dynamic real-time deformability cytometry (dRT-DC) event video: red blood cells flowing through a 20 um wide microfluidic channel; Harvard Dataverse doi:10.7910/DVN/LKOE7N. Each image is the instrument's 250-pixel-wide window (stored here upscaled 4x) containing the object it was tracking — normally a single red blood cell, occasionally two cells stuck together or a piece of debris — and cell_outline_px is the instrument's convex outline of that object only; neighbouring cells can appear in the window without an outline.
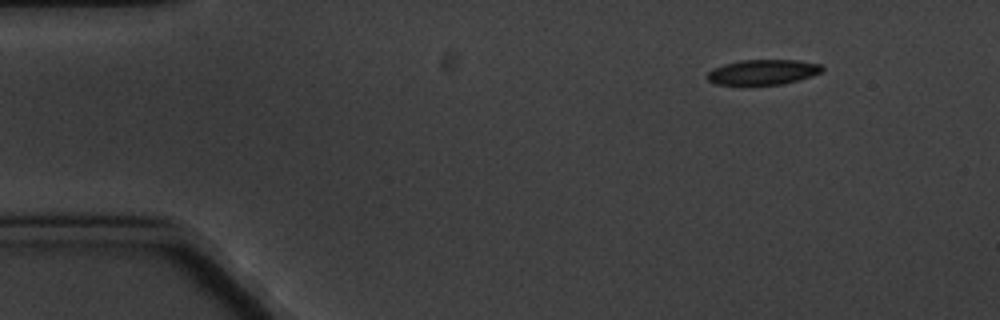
{"species": "common noctule bat (a hibernating species)", "species_latin": "Nyctalus noctula", "temperature_condition": "cold", "stored_images_in_passage": 6, "camera_frame_rate_fps": 3000, "um_per_image_px": 0.085, "animal": {"sex": "male", "body_mass_g": 20.1, "forearm_length_mm": 53.5}, "frame": {"image": 1, "passage_image": 1, "time_ms": 0.0, "image_size_px": [1000, 320], "cell_outline_px": [[824, 68], [820, 72], [812, 76], [800, 80], [780, 84], [716, 84], [708, 80], [708, 72], [712, 68], [724, 64], [740, 60], [800, 60], [820, 64]], "centroid_in_image_um": [64.87, 6.11], "position_along_channel_um": 20.1, "area_um2": 16.7}}
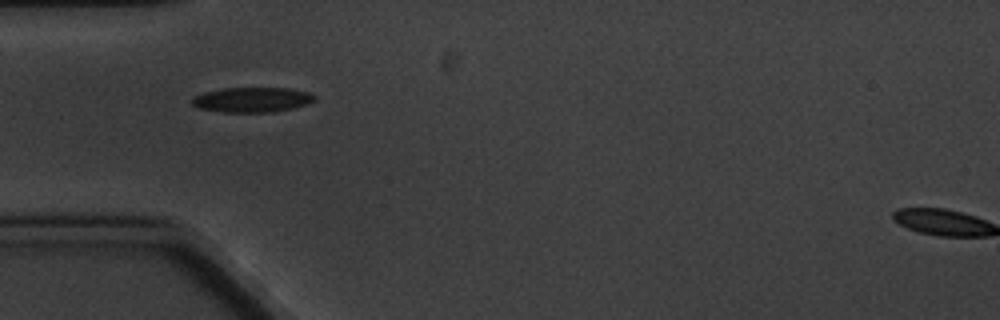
{"frame": {"image": 2, "passage_image": 4, "time_ms": 3.667, "image_size_px": [1000, 320], "cell_outline_px": [[316, 100], [308, 104], [292, 108], [272, 112], [224, 112], [200, 108], [192, 104], [192, 96], [204, 92], [224, 88], [288, 88], [308, 92], [316, 96]], "centroid_in_image_um": [21.44, 8.47], "position_along_channel_um": 63.6, "area_um2": 17.8}}